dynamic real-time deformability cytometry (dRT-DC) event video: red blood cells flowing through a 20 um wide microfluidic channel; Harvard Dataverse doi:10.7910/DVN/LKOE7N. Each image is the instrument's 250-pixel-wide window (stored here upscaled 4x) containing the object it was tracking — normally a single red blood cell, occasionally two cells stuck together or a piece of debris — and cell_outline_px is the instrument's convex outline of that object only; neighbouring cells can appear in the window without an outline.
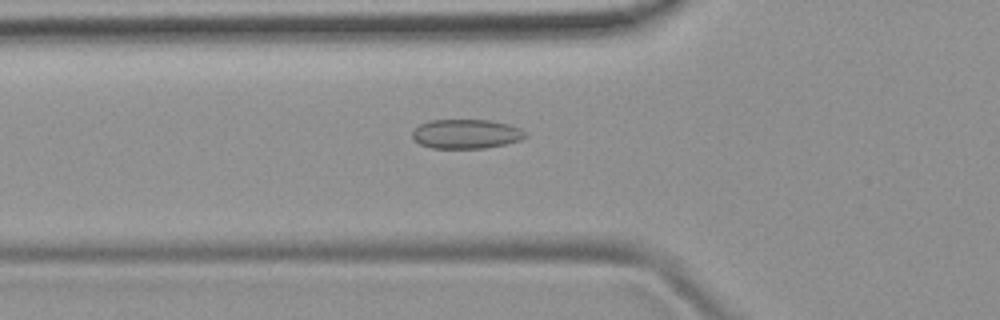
{"species": "common noctule bat (a hibernating species)", "species_latin": "Nyctalus noctula", "temperature_condition": "room temperature", "stored_images_in_passage": 39, "camera_frame_rate_fps": 3000, "um_per_image_px": 0.085, "animal": {"sex": "female", "body_mass_g": 19.9}, "frame": {"image": 1, "passage_image": 6, "time_ms": 1.667, "image_size_px": [1000, 320], "cell_outline_px": [[528, 136], [520, 140], [504, 144], [484, 148], [432, 148], [420, 144], [412, 136], [412, 132], [420, 124], [432, 120], [492, 120], [508, 124], [520, 128]], "centroid_in_image_um": [39.64, 11.38], "position_along_channel_um": 86.2, "area_um2": 19.19}}
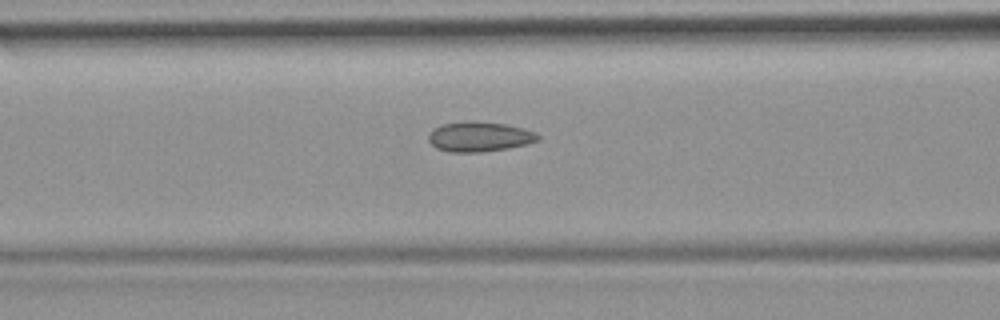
{"frame": {"image": 2, "passage_image": 9, "time_ms": 2.667, "image_size_px": [1000, 320], "cell_outline_px": [[540, 140], [528, 144], [508, 148], [480, 152], [448, 152], [436, 148], [428, 140], [428, 136], [432, 128], [440, 124], [468, 120], [504, 124], [524, 128], [536, 132], [540, 136]], "centroid_in_image_um": [40.74, 11.61], "position_along_channel_um": 125.9, "area_um2": 19.36}}
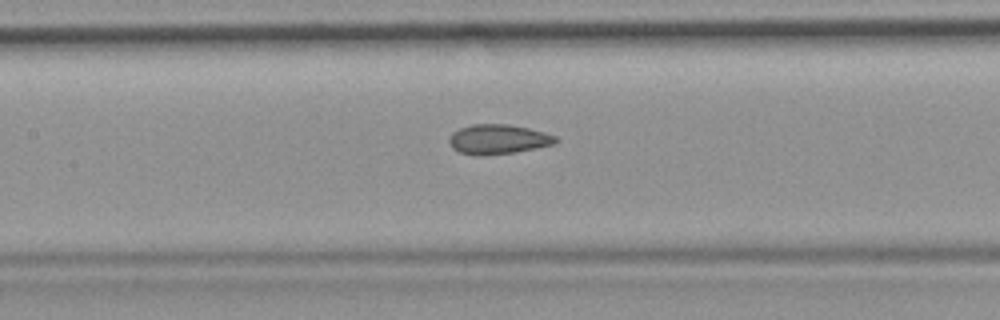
{"frame": {"image": 3, "passage_image": 12, "time_ms": 3.667, "image_size_px": [1000, 320], "cell_outline_px": [[560, 140], [556, 144], [516, 152], [480, 156], [476, 156], [460, 152], [452, 148], [448, 140], [452, 132], [460, 128], [472, 124], [508, 124], [528, 128], [544, 132], [556, 136]], "centroid_in_image_um": [42.35, 11.84], "position_along_channel_um": 165.0, "area_um2": 18.61}, "authors_computed_cell_mechanics": {"area_um2": 18.3804, "velocity_mm_per_s": 3.9161, "shape_relaxation_time_tau1_ms": null, "shape_relaxation_time_tau2_ms": 1.6231, "deformation_change_tau1": null, "deformation_change_tau2": 0.085}}